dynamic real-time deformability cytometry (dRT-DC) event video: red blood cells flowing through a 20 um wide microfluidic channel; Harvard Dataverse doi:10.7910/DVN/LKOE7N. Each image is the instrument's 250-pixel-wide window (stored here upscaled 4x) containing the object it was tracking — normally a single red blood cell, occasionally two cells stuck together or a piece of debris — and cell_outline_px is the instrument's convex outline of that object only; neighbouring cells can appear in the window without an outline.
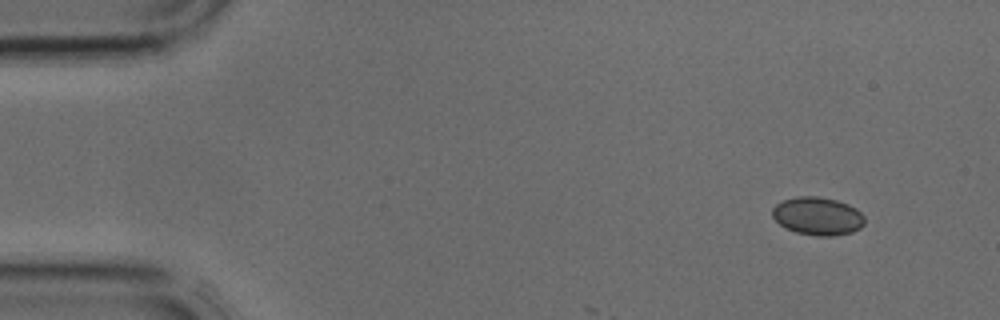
{"species": "common noctule bat (a hibernating species)", "species_latin": "Nyctalus noctula", "temperature_condition": "cold", "stored_images_in_passage": 3, "camera_frame_rate_fps": 3000, "um_per_image_px": 0.085, "animal": {"sex": "male", "body_mass_g": 17.9, "forearm_length_mm": 54.2}, "frame": {"image": 1, "passage_image": 1, "time_ms": 0.0, "image_size_px": [1000, 320], "cell_outline_px": [[864, 224], [860, 228], [852, 232], [832, 236], [816, 236], [796, 232], [784, 228], [772, 216], [772, 208], [776, 204], [784, 200], [800, 196], [816, 196], [836, 200], [848, 204], [856, 208], [864, 216]], "centroid_in_image_um": [69.5, 18.37], "position_along_channel_um": 15.5, "area_um2": 20.46}}
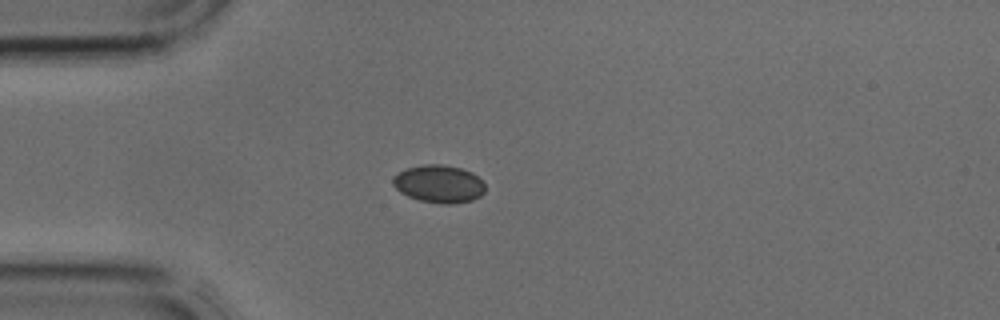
{"frame": {"image": 2, "passage_image": 3, "time_ms": 0.667, "image_size_px": [1000, 320], "cell_outline_px": [[484, 192], [480, 196], [472, 200], [452, 204], [444, 204], [420, 200], [408, 196], [400, 192], [392, 184], [392, 176], [408, 168], [424, 164], [440, 164], [460, 168], [472, 172], [484, 184]], "centroid_in_image_um": [37.29, 15.63], "position_along_channel_um": 47.7, "area_um2": 20.11}}